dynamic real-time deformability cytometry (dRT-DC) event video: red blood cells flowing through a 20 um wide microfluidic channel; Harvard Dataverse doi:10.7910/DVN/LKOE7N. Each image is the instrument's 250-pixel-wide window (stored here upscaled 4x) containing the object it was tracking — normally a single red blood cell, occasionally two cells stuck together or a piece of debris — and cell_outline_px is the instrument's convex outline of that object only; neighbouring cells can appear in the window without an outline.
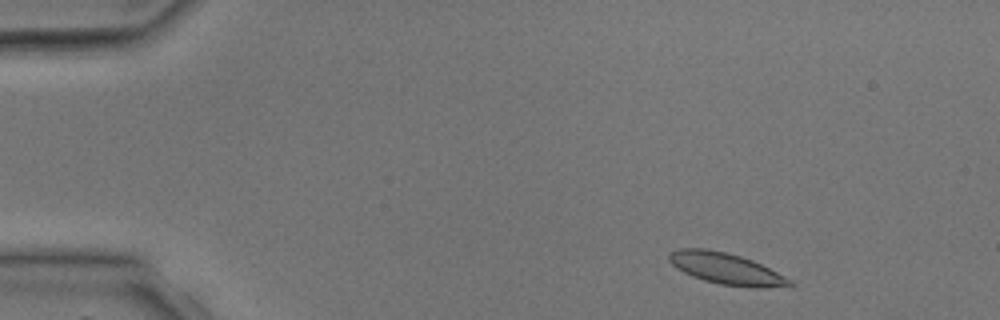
{"species": "common noctule bat (a hibernating species)", "species_latin": "Nyctalus noctula", "temperature_condition": "room temperature", "stored_images_in_passage": 2, "camera_frame_rate_fps": 3000, "um_per_image_px": 0.085, "animal": {"sex": "male", "body_mass_g": 17.9, "forearm_length_mm": 54.2}, "frame": {"image": 1, "passage_image": 1, "time_ms": 0.0, "image_size_px": [1000, 320], "cell_outline_px": [[796, 284], [792, 288], [752, 288], [720, 284], [704, 280], [692, 276], [676, 268], [668, 260], [668, 256], [672, 252], [680, 248], [704, 248], [724, 252], [740, 256], [752, 260], [792, 280]], "centroid_in_image_um": [61.79, 22.87], "position_along_channel_um": 23.2, "area_um2": 22.2}}